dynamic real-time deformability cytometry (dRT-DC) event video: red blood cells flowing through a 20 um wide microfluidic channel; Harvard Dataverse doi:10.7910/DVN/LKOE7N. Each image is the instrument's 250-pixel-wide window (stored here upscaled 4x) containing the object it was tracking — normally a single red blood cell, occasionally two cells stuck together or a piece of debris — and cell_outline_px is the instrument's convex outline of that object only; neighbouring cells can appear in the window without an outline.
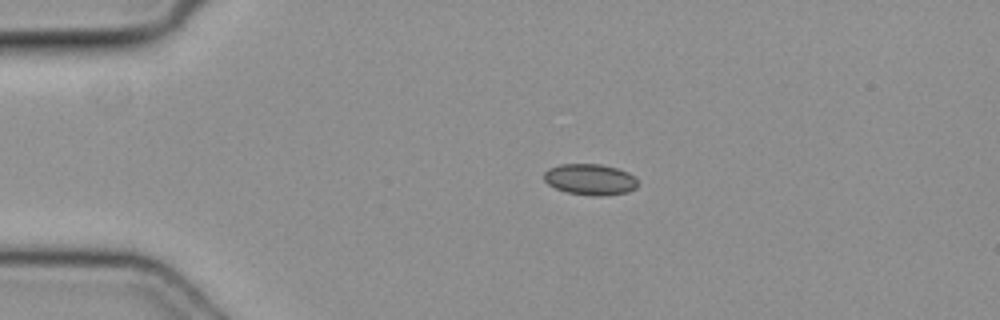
{"species": "common noctule bat (a hibernating species)", "species_latin": "Nyctalus noctula", "temperature_condition": "cold", "stored_images_in_passage": 49, "camera_frame_rate_fps": 3000, "um_per_image_px": 0.085, "animal": {"sex": "female", "body_mass_g": 19.3, "forearm_length_mm": 54.1}, "frame": {"image": 1, "passage_image": 11, "time_ms": 3.333, "image_size_px": [1000, 320], "cell_outline_px": [[636, 188], [628, 192], [604, 196], [592, 196], [568, 192], [556, 188], [548, 184], [544, 180], [544, 172], [548, 168], [560, 164], [600, 164], [616, 168], [628, 172], [636, 180]], "centroid_in_image_um": [50.14, 15.25], "position_along_channel_um": 34.9, "area_um2": 16.94}}
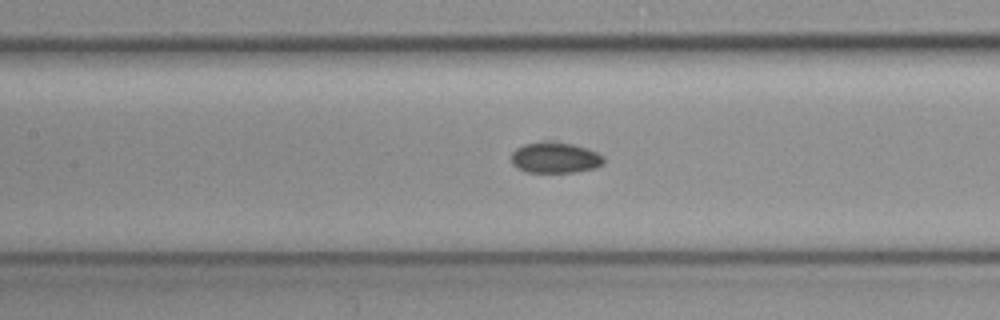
{"frame": {"image": 2, "passage_image": 23, "time_ms": 7.333, "image_size_px": [1000, 320], "cell_outline_px": [[604, 164], [596, 168], [576, 172], [528, 172], [516, 168], [512, 164], [512, 152], [516, 148], [524, 144], [544, 140], [556, 140], [588, 148], [604, 156]], "centroid_in_image_um": [47.19, 13.38], "position_along_channel_um": 160.2, "area_um2": 17.05}}
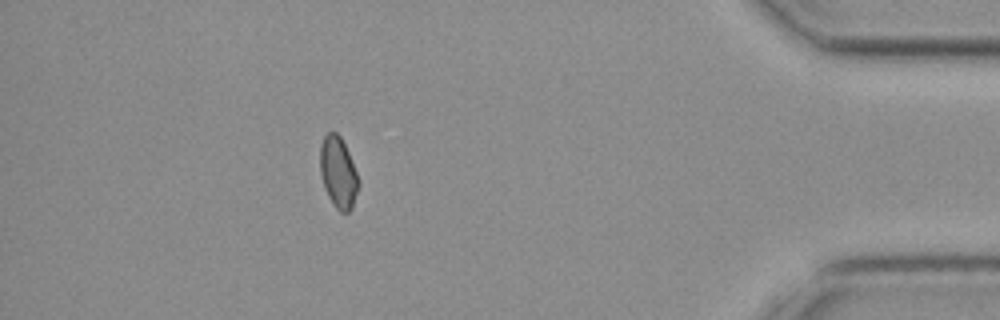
{"frame": {"image": 3, "passage_image": 44, "time_ms": 14.333, "image_size_px": [1000, 320], "cell_outline_px": [[360, 184], [352, 208], [348, 212], [340, 212], [332, 204], [324, 188], [320, 172], [320, 144], [324, 136], [328, 132], [336, 132], [340, 136], [348, 152], [360, 180]], "centroid_in_image_um": [28.75, 14.68], "position_along_channel_um": 406.5, "area_um2": 16.07}}